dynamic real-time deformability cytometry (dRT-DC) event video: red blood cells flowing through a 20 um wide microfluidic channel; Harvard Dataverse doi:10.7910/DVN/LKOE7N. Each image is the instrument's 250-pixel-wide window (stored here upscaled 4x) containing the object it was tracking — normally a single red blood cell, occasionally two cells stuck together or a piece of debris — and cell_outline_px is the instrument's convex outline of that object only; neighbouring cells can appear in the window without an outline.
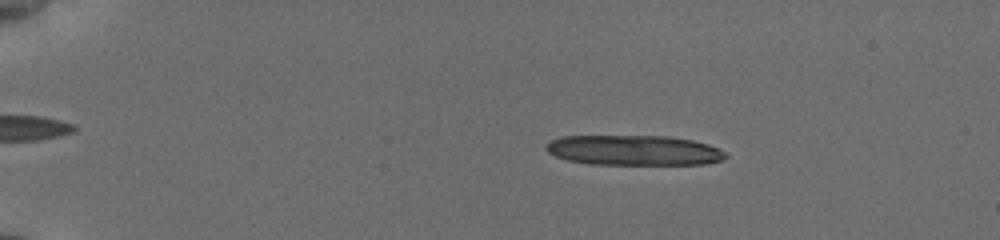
{"species": "common noctule bat (a hibernating species)", "species_latin": "Nyctalus noctula", "temperature_condition": "cold", "stored_images_in_passage": 37, "segment_of_instrument_passage": [1, 2], "camera_frame_rate_fps": 3000, "um_per_image_px": 0.085, "animal": {"sex": "female", "body_mass_g": 19.5, "forearm_length_mm": 54.1}, "frame": {"image": 1, "passage_image": 11, "time_ms": 3.333, "image_size_px": [1000, 240], "cell_outline_px": [[728, 156], [724, 160], [704, 164], [588, 164], [568, 160], [556, 156], [548, 152], [544, 148], [544, 144], [548, 140], [560, 136], [668, 136], [692, 140], [708, 144], [728, 152]], "centroid_in_image_um": [53.87, 12.77], "position_along_channel_um": 31.1, "area_um2": 31.85}}